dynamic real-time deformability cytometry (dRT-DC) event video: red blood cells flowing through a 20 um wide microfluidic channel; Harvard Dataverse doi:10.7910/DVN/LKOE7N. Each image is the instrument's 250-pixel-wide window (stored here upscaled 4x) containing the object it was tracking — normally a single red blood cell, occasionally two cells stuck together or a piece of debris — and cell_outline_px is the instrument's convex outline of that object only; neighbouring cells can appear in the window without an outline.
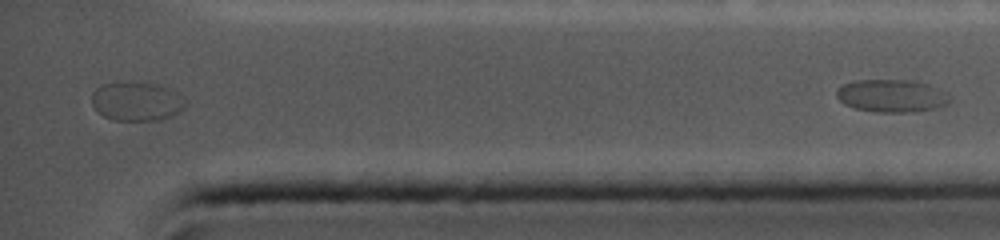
{"species": "common noctule bat (a hibernating species)", "species_latin": "Nyctalus noctula", "temperature_condition": "cold", "stored_images_in_passage": 44, "segment_of_instrument_passage": [2, 2], "camera_frame_rate_fps": 5000, "um_per_image_px": 0.085, "animal": {"sex": "female", "body_mass_g": 19.0, "forearm_length_mm": 56.7}, "frame": {"image": 1, "passage_image": 44, "time_ms": 10.8, "image_size_px": [1000, 240], "cell_outline_px": [[952, 100], [948, 104], [936, 108], [912, 112], [876, 112], [856, 108], [844, 104], [836, 96], [836, 88], [852, 80], [908, 80], [928, 84], [952, 96]], "centroid_in_image_um": [75.79, 8.14], "position_along_channel_um": 359.4, "area_um2": 21.68}}